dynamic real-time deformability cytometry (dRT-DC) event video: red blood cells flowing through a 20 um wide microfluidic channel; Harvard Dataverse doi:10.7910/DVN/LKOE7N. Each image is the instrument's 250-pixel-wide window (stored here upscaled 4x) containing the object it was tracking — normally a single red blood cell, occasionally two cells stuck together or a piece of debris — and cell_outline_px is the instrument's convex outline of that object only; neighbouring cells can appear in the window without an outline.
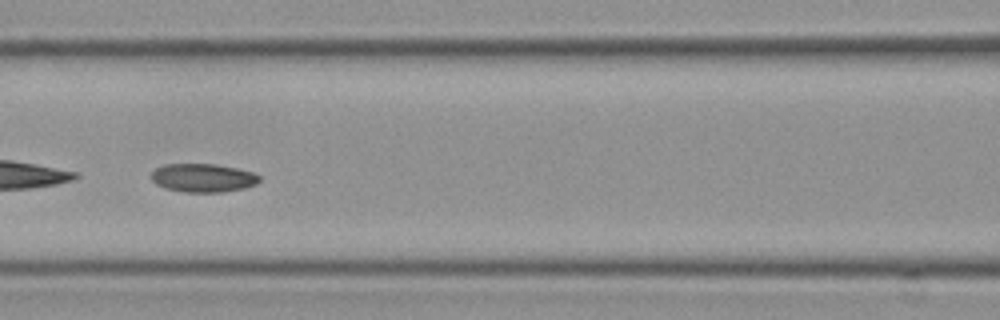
{"species": "Egyptian fruit bat (a non-hibernating species)", "species_latin": "Rousettus aegyptiacus", "temperature_condition": "cold", "stored_images_in_passage": 46, "camera_frame_rate_fps": 3000, "um_per_image_px": 0.085, "frame": {"image": 1, "passage_image": 27, "time_ms": 8.667, "image_size_px": [1000, 320], "cell_outline_px": [[260, 180], [256, 184], [244, 188], [224, 192], [184, 192], [164, 188], [156, 184], [152, 180], [152, 172], [156, 168], [164, 164], [216, 164], [236, 168], [252, 172], [260, 176]], "centroid_in_image_um": [17.25, 15.12], "position_along_channel_um": 149.3, "area_um2": 17.98}, "authors_computed_cell_mechanics": {"area_um2": 18.9873, "velocity_mm_per_s": 3.517, "shape_relaxation_time_tau1_ms": null, "shape_relaxation_time_tau2_ms": 9.504, "deformation_change_tau1": null, "deformation_change_tau2": 0.1215}}